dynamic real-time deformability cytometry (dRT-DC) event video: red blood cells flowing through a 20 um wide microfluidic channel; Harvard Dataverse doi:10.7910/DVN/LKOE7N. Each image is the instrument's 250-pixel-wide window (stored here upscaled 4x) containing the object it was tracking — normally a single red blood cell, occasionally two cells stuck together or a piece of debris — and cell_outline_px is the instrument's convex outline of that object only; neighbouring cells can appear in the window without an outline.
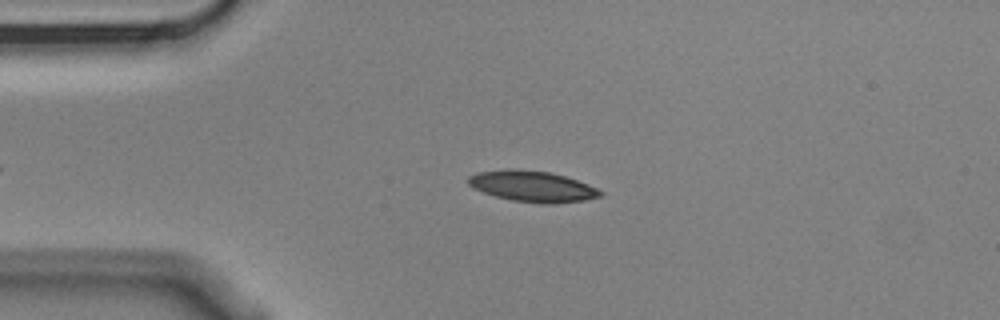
{"species": "Egyptian fruit bat (a non-hibernating species)", "species_latin": "Rousettus aegyptiacus", "temperature_condition": "cold", "stored_images_in_passage": 2, "camera_frame_rate_fps": 3000, "um_per_image_px": 0.085, "animal": {"sex": "male"}, "frame": {"image": 1, "passage_image": 1, "time_ms": 0.0, "image_size_px": [1000, 320], "cell_outline_px": [[604, 192], [600, 196], [584, 200], [552, 204], [540, 204], [512, 200], [496, 196], [472, 188], [468, 184], [468, 176], [480, 172], [548, 172], [564, 176], [588, 184]], "centroid_in_image_um": [45.31, 15.9], "position_along_channel_um": 39.7, "area_um2": 22.66}}